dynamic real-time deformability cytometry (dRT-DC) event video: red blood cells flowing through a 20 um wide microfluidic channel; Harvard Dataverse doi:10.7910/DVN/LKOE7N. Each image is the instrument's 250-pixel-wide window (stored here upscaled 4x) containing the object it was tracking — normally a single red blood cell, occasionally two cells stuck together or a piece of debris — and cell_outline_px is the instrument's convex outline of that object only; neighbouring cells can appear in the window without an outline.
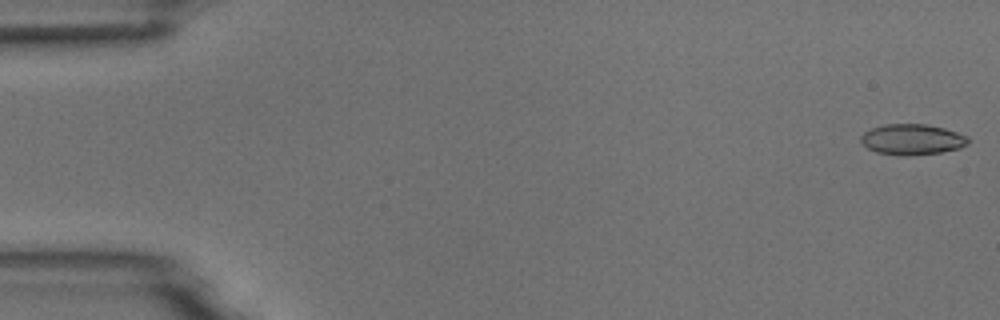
{"species": "common noctule bat (a hibernating species)", "species_latin": "Nyctalus noctula", "temperature_condition": "room temperature", "stored_images_in_passage": 5, "camera_frame_rate_fps": 3000, "um_per_image_px": 0.085, "animal": {"sex": "male", "body_mass_g": 18.8}, "frame": {"image": 1, "passage_image": 1, "time_ms": 0.0, "image_size_px": [1000, 320], "cell_outline_px": [[968, 144], [960, 148], [940, 152], [908, 156], [900, 156], [876, 152], [868, 148], [860, 140], [860, 136], [864, 132], [872, 128], [884, 124], [928, 124], [944, 128], [968, 136]], "centroid_in_image_um": [77.53, 11.85], "position_along_channel_um": 7.5, "area_um2": 19.25}}